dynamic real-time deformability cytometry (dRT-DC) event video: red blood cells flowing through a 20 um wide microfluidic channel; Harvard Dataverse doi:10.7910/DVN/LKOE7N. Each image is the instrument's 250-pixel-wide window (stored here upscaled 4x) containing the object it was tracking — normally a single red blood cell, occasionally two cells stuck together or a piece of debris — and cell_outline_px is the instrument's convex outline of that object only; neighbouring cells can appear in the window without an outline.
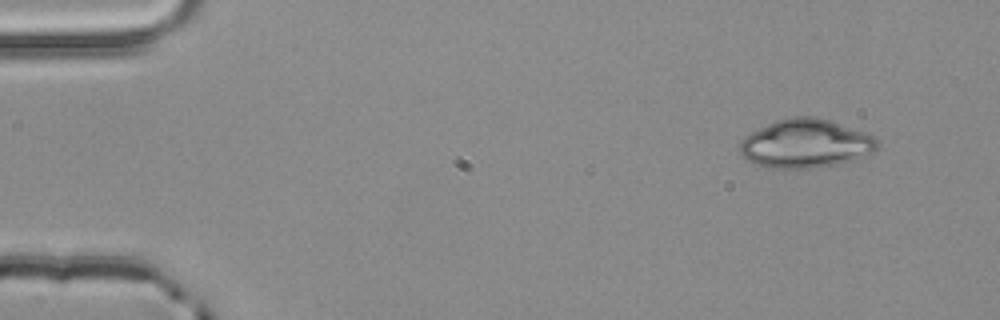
{"species": "common noctule bat (a hibernating species)", "species_latin": "Nyctalus noctula", "temperature_condition": "room temperature", "stored_images_in_passage": 3, "camera_frame_rate_fps": 3000, "um_per_image_px": 0.085, "animal": {"sex": "male", "body_mass_g": 20.4}, "frame": {"image": 1, "passage_image": 1, "time_ms": 0.0, "image_size_px": [1000, 320], "cell_outline_px": [[876, 148], [872, 152], [836, 164], [812, 168], [768, 168], [744, 160], [740, 152], [740, 144], [744, 136], [776, 120], [788, 116], [816, 116], [864, 132], [872, 136], [876, 140]], "centroid_in_image_um": [68.39, 12.2], "position_along_channel_um": 16.6, "area_um2": 38.49}}